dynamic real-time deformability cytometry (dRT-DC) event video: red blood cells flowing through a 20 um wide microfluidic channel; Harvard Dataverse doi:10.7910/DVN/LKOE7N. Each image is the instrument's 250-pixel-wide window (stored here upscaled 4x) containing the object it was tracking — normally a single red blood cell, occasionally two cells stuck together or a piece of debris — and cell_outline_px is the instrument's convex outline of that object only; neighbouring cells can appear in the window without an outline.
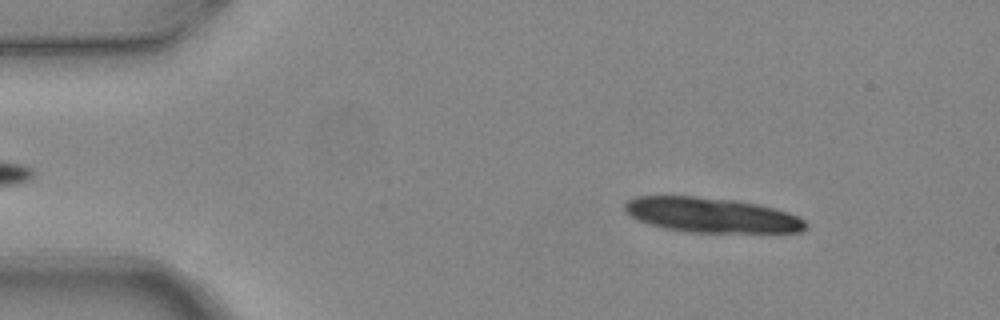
{"species": "common noctule bat (a hibernating species)", "species_latin": "Nyctalus noctula", "temperature_condition": "warm", "stored_images_in_passage": 4, "camera_frame_rate_fps": 3000, "um_per_image_px": 0.085, "animal": {"sex": "female", "body_mass_g": 24.6, "forearm_length_mm": 56.2}, "frame": {"image": 1, "passage_image": 1, "time_ms": 0.0, "image_size_px": [1000, 320], "cell_outline_px": [[808, 228], [800, 232], [684, 232], [664, 228], [648, 224], [624, 212], [624, 204], [628, 200], [636, 196], [696, 196], [736, 200], [756, 204], [788, 212], [804, 220], [808, 224]], "centroid_in_image_um": [60.45, 18.28], "position_along_channel_um": 24.5, "area_um2": 36.76}}